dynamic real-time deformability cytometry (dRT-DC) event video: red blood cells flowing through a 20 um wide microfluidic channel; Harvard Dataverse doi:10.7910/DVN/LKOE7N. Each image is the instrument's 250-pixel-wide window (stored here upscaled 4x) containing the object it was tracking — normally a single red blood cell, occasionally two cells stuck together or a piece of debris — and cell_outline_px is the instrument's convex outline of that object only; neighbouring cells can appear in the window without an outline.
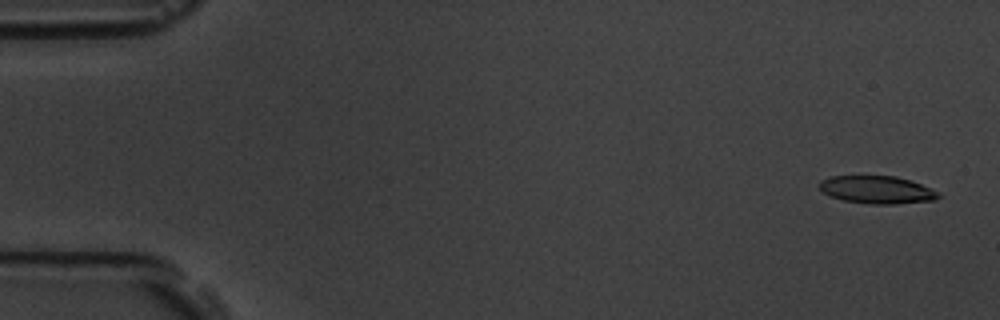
{"species": "common noctule bat (a hibernating species)", "species_latin": "Nyctalus noctula", "temperature_condition": "room temperature", "stored_images_in_passage": 13, "camera_frame_rate_fps": 3000, "um_per_image_px": 0.085, "animal": {"sex": "male", "body_mass_g": 19.5, "forearm_length_mm": 54.6}, "frame": {"image": 1, "passage_image": 1, "time_ms": 0.0, "image_size_px": [1000, 320], "cell_outline_px": [[940, 196], [936, 200], [896, 204], [872, 204], [844, 200], [832, 196], [824, 192], [816, 184], [820, 180], [832, 176], [896, 176], [912, 180], [932, 188]], "centroid_in_image_um": [74.56, 16.12], "position_along_channel_um": 10.4, "area_um2": 19.25}}
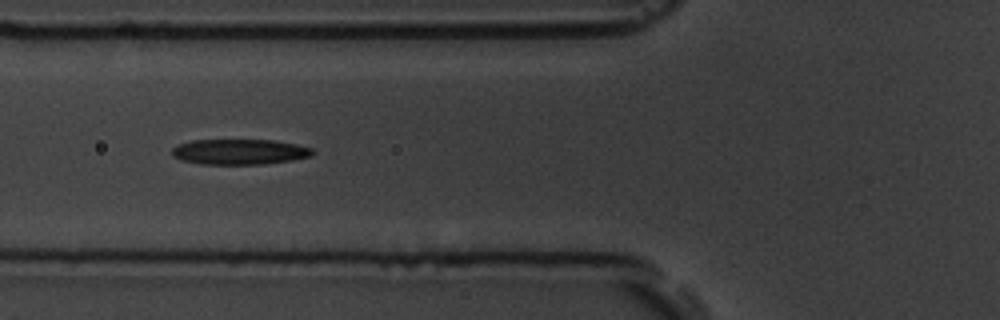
{"frame": {"image": 2, "passage_image": 6, "time_ms": 6.333, "image_size_px": [1000, 320], "cell_outline_px": [[316, 152], [312, 156], [292, 160], [264, 164], [200, 164], [180, 160], [172, 156], [172, 148], [176, 144], [192, 140], [272, 140], [296, 144], [312, 148]], "centroid_in_image_um": [20.34, 12.9], "position_along_channel_um": 105.5, "area_um2": 21.04}}
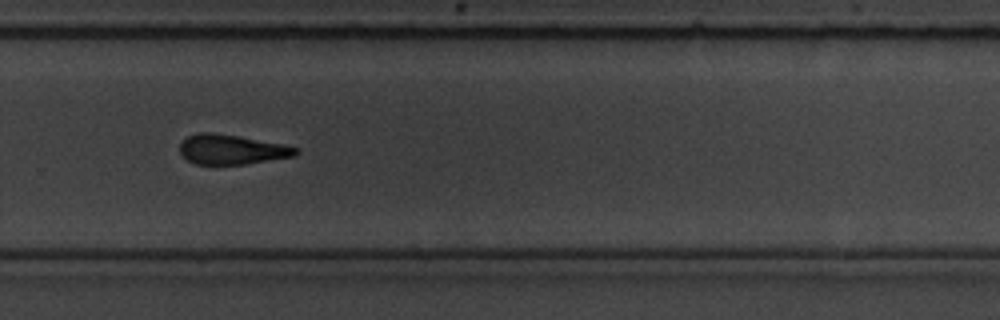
{"frame": {"image": 3, "passage_image": 11, "time_ms": 12.0, "image_size_px": [1000, 320], "cell_outline_px": [[300, 152], [296, 156], [244, 164], [196, 164], [188, 160], [180, 152], [180, 144], [188, 136], [200, 132], [208, 132], [236, 136], [284, 144], [300, 148]], "centroid_in_image_um": [19.74, 12.71], "position_along_channel_um": 310.1, "area_um2": 19.94}, "authors_computed_cell_mechanics": {"area_um2": 20.6924, "velocity_mm_per_s": 3.6188, "shape_relaxation_time_tau1_ms": 3.5417, "shape_relaxation_time_tau2_ms": 6.9068, "deformation_change_tau1": 0.1267, "deformation_change_tau2": 0.1819}}